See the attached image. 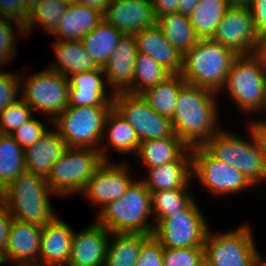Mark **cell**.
I'll return each mask as SVG.
<instances>
[{"label": "cell", "mask_w": 266, "mask_h": 266, "mask_svg": "<svg viewBox=\"0 0 266 266\" xmlns=\"http://www.w3.org/2000/svg\"><path fill=\"white\" fill-rule=\"evenodd\" d=\"M218 94L187 82L180 88L171 122L174 134L189 148L203 146L223 128L218 117Z\"/></svg>", "instance_id": "cell-1"}, {"label": "cell", "mask_w": 266, "mask_h": 266, "mask_svg": "<svg viewBox=\"0 0 266 266\" xmlns=\"http://www.w3.org/2000/svg\"><path fill=\"white\" fill-rule=\"evenodd\" d=\"M53 194L46 177L25 170L0 192V200L13 219L43 227L57 215L50 202Z\"/></svg>", "instance_id": "cell-2"}, {"label": "cell", "mask_w": 266, "mask_h": 266, "mask_svg": "<svg viewBox=\"0 0 266 266\" xmlns=\"http://www.w3.org/2000/svg\"><path fill=\"white\" fill-rule=\"evenodd\" d=\"M151 192L141 179H136L127 192L108 202L96 215V222L111 233L153 235Z\"/></svg>", "instance_id": "cell-3"}, {"label": "cell", "mask_w": 266, "mask_h": 266, "mask_svg": "<svg viewBox=\"0 0 266 266\" xmlns=\"http://www.w3.org/2000/svg\"><path fill=\"white\" fill-rule=\"evenodd\" d=\"M238 55L220 42L199 39L183 56L182 78L192 85L220 93Z\"/></svg>", "instance_id": "cell-4"}, {"label": "cell", "mask_w": 266, "mask_h": 266, "mask_svg": "<svg viewBox=\"0 0 266 266\" xmlns=\"http://www.w3.org/2000/svg\"><path fill=\"white\" fill-rule=\"evenodd\" d=\"M248 116L266 113V63L255 53L239 55L221 89Z\"/></svg>", "instance_id": "cell-5"}, {"label": "cell", "mask_w": 266, "mask_h": 266, "mask_svg": "<svg viewBox=\"0 0 266 266\" xmlns=\"http://www.w3.org/2000/svg\"><path fill=\"white\" fill-rule=\"evenodd\" d=\"M249 139L222 128L203 147L216 159L239 170L256 187L266 181V165L252 131Z\"/></svg>", "instance_id": "cell-6"}, {"label": "cell", "mask_w": 266, "mask_h": 266, "mask_svg": "<svg viewBox=\"0 0 266 266\" xmlns=\"http://www.w3.org/2000/svg\"><path fill=\"white\" fill-rule=\"evenodd\" d=\"M105 160L99 150L88 147H68L52 165L46 178L55 196L81 194L96 170Z\"/></svg>", "instance_id": "cell-7"}, {"label": "cell", "mask_w": 266, "mask_h": 266, "mask_svg": "<svg viewBox=\"0 0 266 266\" xmlns=\"http://www.w3.org/2000/svg\"><path fill=\"white\" fill-rule=\"evenodd\" d=\"M20 97L35 111L47 117L48 124L69 106V81L60 73L46 67L37 73L19 72ZM49 117V118H48Z\"/></svg>", "instance_id": "cell-8"}, {"label": "cell", "mask_w": 266, "mask_h": 266, "mask_svg": "<svg viewBox=\"0 0 266 266\" xmlns=\"http://www.w3.org/2000/svg\"><path fill=\"white\" fill-rule=\"evenodd\" d=\"M113 106H68L53 121L68 147H88L99 150L107 113Z\"/></svg>", "instance_id": "cell-9"}, {"label": "cell", "mask_w": 266, "mask_h": 266, "mask_svg": "<svg viewBox=\"0 0 266 266\" xmlns=\"http://www.w3.org/2000/svg\"><path fill=\"white\" fill-rule=\"evenodd\" d=\"M241 225L218 234L209 229L204 242L205 261L209 266H255L258 247L252 228Z\"/></svg>", "instance_id": "cell-10"}, {"label": "cell", "mask_w": 266, "mask_h": 266, "mask_svg": "<svg viewBox=\"0 0 266 266\" xmlns=\"http://www.w3.org/2000/svg\"><path fill=\"white\" fill-rule=\"evenodd\" d=\"M202 212L195 199L186 209L155 219L153 236L165 248L204 246L210 228Z\"/></svg>", "instance_id": "cell-11"}, {"label": "cell", "mask_w": 266, "mask_h": 266, "mask_svg": "<svg viewBox=\"0 0 266 266\" xmlns=\"http://www.w3.org/2000/svg\"><path fill=\"white\" fill-rule=\"evenodd\" d=\"M194 176L214 196L237 195L254 186L236 168L214 158L203 146L191 148Z\"/></svg>", "instance_id": "cell-12"}, {"label": "cell", "mask_w": 266, "mask_h": 266, "mask_svg": "<svg viewBox=\"0 0 266 266\" xmlns=\"http://www.w3.org/2000/svg\"><path fill=\"white\" fill-rule=\"evenodd\" d=\"M113 107L134 128L140 142L170 137L174 133L171 119L156 113L141 94L116 93Z\"/></svg>", "instance_id": "cell-13"}, {"label": "cell", "mask_w": 266, "mask_h": 266, "mask_svg": "<svg viewBox=\"0 0 266 266\" xmlns=\"http://www.w3.org/2000/svg\"><path fill=\"white\" fill-rule=\"evenodd\" d=\"M239 55L255 54L259 34L249 7L230 6L212 37Z\"/></svg>", "instance_id": "cell-14"}, {"label": "cell", "mask_w": 266, "mask_h": 266, "mask_svg": "<svg viewBox=\"0 0 266 266\" xmlns=\"http://www.w3.org/2000/svg\"><path fill=\"white\" fill-rule=\"evenodd\" d=\"M129 162L104 161L87 183L82 195L98 206V211L108 202L120 199L135 181ZM133 176V177H132Z\"/></svg>", "instance_id": "cell-15"}, {"label": "cell", "mask_w": 266, "mask_h": 266, "mask_svg": "<svg viewBox=\"0 0 266 266\" xmlns=\"http://www.w3.org/2000/svg\"><path fill=\"white\" fill-rule=\"evenodd\" d=\"M42 227L13 219L8 234L7 249L0 257V266L39 264Z\"/></svg>", "instance_id": "cell-16"}, {"label": "cell", "mask_w": 266, "mask_h": 266, "mask_svg": "<svg viewBox=\"0 0 266 266\" xmlns=\"http://www.w3.org/2000/svg\"><path fill=\"white\" fill-rule=\"evenodd\" d=\"M137 53L134 34H123L102 68L108 88H112L110 91L114 94L127 92L132 87Z\"/></svg>", "instance_id": "cell-17"}, {"label": "cell", "mask_w": 266, "mask_h": 266, "mask_svg": "<svg viewBox=\"0 0 266 266\" xmlns=\"http://www.w3.org/2000/svg\"><path fill=\"white\" fill-rule=\"evenodd\" d=\"M110 233L97 222L74 231L67 266H104Z\"/></svg>", "instance_id": "cell-18"}, {"label": "cell", "mask_w": 266, "mask_h": 266, "mask_svg": "<svg viewBox=\"0 0 266 266\" xmlns=\"http://www.w3.org/2000/svg\"><path fill=\"white\" fill-rule=\"evenodd\" d=\"M104 20L123 34H135L156 24L152 0H110Z\"/></svg>", "instance_id": "cell-19"}, {"label": "cell", "mask_w": 266, "mask_h": 266, "mask_svg": "<svg viewBox=\"0 0 266 266\" xmlns=\"http://www.w3.org/2000/svg\"><path fill=\"white\" fill-rule=\"evenodd\" d=\"M69 106H113V92L106 88L102 68L76 72L68 77Z\"/></svg>", "instance_id": "cell-20"}, {"label": "cell", "mask_w": 266, "mask_h": 266, "mask_svg": "<svg viewBox=\"0 0 266 266\" xmlns=\"http://www.w3.org/2000/svg\"><path fill=\"white\" fill-rule=\"evenodd\" d=\"M74 230L56 215L42 227L39 264L67 266Z\"/></svg>", "instance_id": "cell-21"}, {"label": "cell", "mask_w": 266, "mask_h": 266, "mask_svg": "<svg viewBox=\"0 0 266 266\" xmlns=\"http://www.w3.org/2000/svg\"><path fill=\"white\" fill-rule=\"evenodd\" d=\"M134 36L138 52L148 55L171 74H181L183 56L166 40L157 24L142 29Z\"/></svg>", "instance_id": "cell-22"}, {"label": "cell", "mask_w": 266, "mask_h": 266, "mask_svg": "<svg viewBox=\"0 0 266 266\" xmlns=\"http://www.w3.org/2000/svg\"><path fill=\"white\" fill-rule=\"evenodd\" d=\"M139 145L140 140L134 128L112 107L105 119L103 138L99 147L103 159L111 161L107 153L110 147L115 152L126 156L127 154L136 155Z\"/></svg>", "instance_id": "cell-23"}, {"label": "cell", "mask_w": 266, "mask_h": 266, "mask_svg": "<svg viewBox=\"0 0 266 266\" xmlns=\"http://www.w3.org/2000/svg\"><path fill=\"white\" fill-rule=\"evenodd\" d=\"M147 177H141L150 192L170 189H190L192 183L191 148L177 161L154 168H146Z\"/></svg>", "instance_id": "cell-24"}, {"label": "cell", "mask_w": 266, "mask_h": 266, "mask_svg": "<svg viewBox=\"0 0 266 266\" xmlns=\"http://www.w3.org/2000/svg\"><path fill=\"white\" fill-rule=\"evenodd\" d=\"M67 143L53 127L35 144L24 149L25 168L27 171L48 177L52 165L66 152Z\"/></svg>", "instance_id": "cell-25"}, {"label": "cell", "mask_w": 266, "mask_h": 266, "mask_svg": "<svg viewBox=\"0 0 266 266\" xmlns=\"http://www.w3.org/2000/svg\"><path fill=\"white\" fill-rule=\"evenodd\" d=\"M103 15L79 3L69 4L56 30L50 35L59 40H81L102 20Z\"/></svg>", "instance_id": "cell-26"}, {"label": "cell", "mask_w": 266, "mask_h": 266, "mask_svg": "<svg viewBox=\"0 0 266 266\" xmlns=\"http://www.w3.org/2000/svg\"><path fill=\"white\" fill-rule=\"evenodd\" d=\"M52 47L57 60L54 63L51 62L52 65L49 63L48 68L64 77L99 68L80 40L54 41Z\"/></svg>", "instance_id": "cell-27"}, {"label": "cell", "mask_w": 266, "mask_h": 266, "mask_svg": "<svg viewBox=\"0 0 266 266\" xmlns=\"http://www.w3.org/2000/svg\"><path fill=\"white\" fill-rule=\"evenodd\" d=\"M189 149L173 133L170 137L140 142L135 156L144 168H154L179 160Z\"/></svg>", "instance_id": "cell-28"}, {"label": "cell", "mask_w": 266, "mask_h": 266, "mask_svg": "<svg viewBox=\"0 0 266 266\" xmlns=\"http://www.w3.org/2000/svg\"><path fill=\"white\" fill-rule=\"evenodd\" d=\"M123 33L104 19L80 41L95 64L103 68Z\"/></svg>", "instance_id": "cell-29"}, {"label": "cell", "mask_w": 266, "mask_h": 266, "mask_svg": "<svg viewBox=\"0 0 266 266\" xmlns=\"http://www.w3.org/2000/svg\"><path fill=\"white\" fill-rule=\"evenodd\" d=\"M156 24L161 28L166 40L182 56L199 41L190 23L189 17L180 12L158 17Z\"/></svg>", "instance_id": "cell-30"}, {"label": "cell", "mask_w": 266, "mask_h": 266, "mask_svg": "<svg viewBox=\"0 0 266 266\" xmlns=\"http://www.w3.org/2000/svg\"><path fill=\"white\" fill-rule=\"evenodd\" d=\"M148 234L110 233L104 266H136Z\"/></svg>", "instance_id": "cell-31"}, {"label": "cell", "mask_w": 266, "mask_h": 266, "mask_svg": "<svg viewBox=\"0 0 266 266\" xmlns=\"http://www.w3.org/2000/svg\"><path fill=\"white\" fill-rule=\"evenodd\" d=\"M185 83L181 74H171L158 85L146 89L141 96L156 113L172 119L180 88Z\"/></svg>", "instance_id": "cell-32"}, {"label": "cell", "mask_w": 266, "mask_h": 266, "mask_svg": "<svg viewBox=\"0 0 266 266\" xmlns=\"http://www.w3.org/2000/svg\"><path fill=\"white\" fill-rule=\"evenodd\" d=\"M229 7L227 0H200L188 16L196 36L212 38Z\"/></svg>", "instance_id": "cell-33"}, {"label": "cell", "mask_w": 266, "mask_h": 266, "mask_svg": "<svg viewBox=\"0 0 266 266\" xmlns=\"http://www.w3.org/2000/svg\"><path fill=\"white\" fill-rule=\"evenodd\" d=\"M69 3L66 0H40L28 12L23 27L25 36L32 33L36 25L52 34L61 16L66 12Z\"/></svg>", "instance_id": "cell-34"}, {"label": "cell", "mask_w": 266, "mask_h": 266, "mask_svg": "<svg viewBox=\"0 0 266 266\" xmlns=\"http://www.w3.org/2000/svg\"><path fill=\"white\" fill-rule=\"evenodd\" d=\"M25 170L24 149L10 134L0 133V192Z\"/></svg>", "instance_id": "cell-35"}, {"label": "cell", "mask_w": 266, "mask_h": 266, "mask_svg": "<svg viewBox=\"0 0 266 266\" xmlns=\"http://www.w3.org/2000/svg\"><path fill=\"white\" fill-rule=\"evenodd\" d=\"M171 73L146 54L136 55L135 71L132 87L127 91L131 94H141L146 89L158 85Z\"/></svg>", "instance_id": "cell-36"}, {"label": "cell", "mask_w": 266, "mask_h": 266, "mask_svg": "<svg viewBox=\"0 0 266 266\" xmlns=\"http://www.w3.org/2000/svg\"><path fill=\"white\" fill-rule=\"evenodd\" d=\"M189 189H170L151 192V209L155 219H165L186 209L195 199Z\"/></svg>", "instance_id": "cell-37"}, {"label": "cell", "mask_w": 266, "mask_h": 266, "mask_svg": "<svg viewBox=\"0 0 266 266\" xmlns=\"http://www.w3.org/2000/svg\"><path fill=\"white\" fill-rule=\"evenodd\" d=\"M15 22V23H14ZM16 25L21 36L25 37L24 27L13 19L0 17V68H5L10 64V60L17 54L18 48L16 47L18 31L16 33L13 24ZM17 49V50H16Z\"/></svg>", "instance_id": "cell-38"}, {"label": "cell", "mask_w": 266, "mask_h": 266, "mask_svg": "<svg viewBox=\"0 0 266 266\" xmlns=\"http://www.w3.org/2000/svg\"><path fill=\"white\" fill-rule=\"evenodd\" d=\"M33 112V109L22 98H19L0 113V133H13L34 116Z\"/></svg>", "instance_id": "cell-39"}, {"label": "cell", "mask_w": 266, "mask_h": 266, "mask_svg": "<svg viewBox=\"0 0 266 266\" xmlns=\"http://www.w3.org/2000/svg\"><path fill=\"white\" fill-rule=\"evenodd\" d=\"M205 261L204 246L190 248H165L164 266H201Z\"/></svg>", "instance_id": "cell-40"}, {"label": "cell", "mask_w": 266, "mask_h": 266, "mask_svg": "<svg viewBox=\"0 0 266 266\" xmlns=\"http://www.w3.org/2000/svg\"><path fill=\"white\" fill-rule=\"evenodd\" d=\"M45 124L46 122L43 123L39 119L32 117L10 135L23 149H25L26 147L32 146L42 138L49 129Z\"/></svg>", "instance_id": "cell-41"}, {"label": "cell", "mask_w": 266, "mask_h": 266, "mask_svg": "<svg viewBox=\"0 0 266 266\" xmlns=\"http://www.w3.org/2000/svg\"><path fill=\"white\" fill-rule=\"evenodd\" d=\"M20 88L19 73L3 72V68H0V113L21 98Z\"/></svg>", "instance_id": "cell-42"}, {"label": "cell", "mask_w": 266, "mask_h": 266, "mask_svg": "<svg viewBox=\"0 0 266 266\" xmlns=\"http://www.w3.org/2000/svg\"><path fill=\"white\" fill-rule=\"evenodd\" d=\"M163 251L164 246L153 235H150L142 243L136 266H164Z\"/></svg>", "instance_id": "cell-43"}, {"label": "cell", "mask_w": 266, "mask_h": 266, "mask_svg": "<svg viewBox=\"0 0 266 266\" xmlns=\"http://www.w3.org/2000/svg\"><path fill=\"white\" fill-rule=\"evenodd\" d=\"M0 17L24 24L28 11L24 8L22 0H0Z\"/></svg>", "instance_id": "cell-44"}, {"label": "cell", "mask_w": 266, "mask_h": 266, "mask_svg": "<svg viewBox=\"0 0 266 266\" xmlns=\"http://www.w3.org/2000/svg\"><path fill=\"white\" fill-rule=\"evenodd\" d=\"M13 217L7 206L0 200V257L7 249L8 234Z\"/></svg>", "instance_id": "cell-45"}, {"label": "cell", "mask_w": 266, "mask_h": 266, "mask_svg": "<svg viewBox=\"0 0 266 266\" xmlns=\"http://www.w3.org/2000/svg\"><path fill=\"white\" fill-rule=\"evenodd\" d=\"M247 124L257 140L266 165V119L264 118L263 120H260L259 118V120H255L253 118L249 120Z\"/></svg>", "instance_id": "cell-46"}, {"label": "cell", "mask_w": 266, "mask_h": 266, "mask_svg": "<svg viewBox=\"0 0 266 266\" xmlns=\"http://www.w3.org/2000/svg\"><path fill=\"white\" fill-rule=\"evenodd\" d=\"M249 8L258 34L266 32V0H252Z\"/></svg>", "instance_id": "cell-47"}, {"label": "cell", "mask_w": 266, "mask_h": 266, "mask_svg": "<svg viewBox=\"0 0 266 266\" xmlns=\"http://www.w3.org/2000/svg\"><path fill=\"white\" fill-rule=\"evenodd\" d=\"M179 0H152L153 12L158 17L178 12Z\"/></svg>", "instance_id": "cell-48"}, {"label": "cell", "mask_w": 266, "mask_h": 266, "mask_svg": "<svg viewBox=\"0 0 266 266\" xmlns=\"http://www.w3.org/2000/svg\"><path fill=\"white\" fill-rule=\"evenodd\" d=\"M78 3L97 11L104 16L107 7L110 4V0H79Z\"/></svg>", "instance_id": "cell-49"}, {"label": "cell", "mask_w": 266, "mask_h": 266, "mask_svg": "<svg viewBox=\"0 0 266 266\" xmlns=\"http://www.w3.org/2000/svg\"><path fill=\"white\" fill-rule=\"evenodd\" d=\"M200 0H179L178 12L189 16Z\"/></svg>", "instance_id": "cell-50"}, {"label": "cell", "mask_w": 266, "mask_h": 266, "mask_svg": "<svg viewBox=\"0 0 266 266\" xmlns=\"http://www.w3.org/2000/svg\"><path fill=\"white\" fill-rule=\"evenodd\" d=\"M256 54L266 63V32L259 35Z\"/></svg>", "instance_id": "cell-51"}, {"label": "cell", "mask_w": 266, "mask_h": 266, "mask_svg": "<svg viewBox=\"0 0 266 266\" xmlns=\"http://www.w3.org/2000/svg\"><path fill=\"white\" fill-rule=\"evenodd\" d=\"M230 6L250 7L252 0H227Z\"/></svg>", "instance_id": "cell-52"}, {"label": "cell", "mask_w": 266, "mask_h": 266, "mask_svg": "<svg viewBox=\"0 0 266 266\" xmlns=\"http://www.w3.org/2000/svg\"><path fill=\"white\" fill-rule=\"evenodd\" d=\"M260 254L261 252H259L257 248L256 254H255V266H266V259H263V257H261L262 255Z\"/></svg>", "instance_id": "cell-53"}, {"label": "cell", "mask_w": 266, "mask_h": 266, "mask_svg": "<svg viewBox=\"0 0 266 266\" xmlns=\"http://www.w3.org/2000/svg\"><path fill=\"white\" fill-rule=\"evenodd\" d=\"M24 8L29 12V10L40 0H22Z\"/></svg>", "instance_id": "cell-54"}, {"label": "cell", "mask_w": 266, "mask_h": 266, "mask_svg": "<svg viewBox=\"0 0 266 266\" xmlns=\"http://www.w3.org/2000/svg\"><path fill=\"white\" fill-rule=\"evenodd\" d=\"M69 4L78 3L79 0H66Z\"/></svg>", "instance_id": "cell-55"}, {"label": "cell", "mask_w": 266, "mask_h": 266, "mask_svg": "<svg viewBox=\"0 0 266 266\" xmlns=\"http://www.w3.org/2000/svg\"><path fill=\"white\" fill-rule=\"evenodd\" d=\"M28 266H50V265H43V264H33V265H28Z\"/></svg>", "instance_id": "cell-56"}, {"label": "cell", "mask_w": 266, "mask_h": 266, "mask_svg": "<svg viewBox=\"0 0 266 266\" xmlns=\"http://www.w3.org/2000/svg\"><path fill=\"white\" fill-rule=\"evenodd\" d=\"M201 266H209L206 261H204Z\"/></svg>", "instance_id": "cell-57"}]
</instances>
